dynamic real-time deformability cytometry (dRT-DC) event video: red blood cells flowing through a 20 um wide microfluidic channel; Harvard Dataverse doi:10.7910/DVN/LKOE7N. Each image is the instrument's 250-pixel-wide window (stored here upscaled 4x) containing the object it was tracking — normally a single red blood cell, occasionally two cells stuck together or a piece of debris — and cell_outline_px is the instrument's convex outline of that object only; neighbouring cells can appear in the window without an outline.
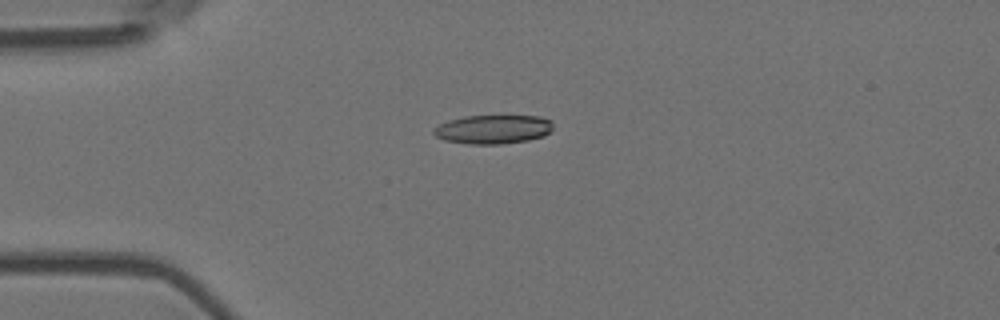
{"species": "Egyptian fruit bat (a non-hibernating species)", "species_latin": "Rousettus aegyptiacus", "temperature_condition": "room temperature", "stored_images_in_passage": 5, "camera_frame_rate_fps": 3000, "um_per_image_px": 0.085, "animal": {"sex": "female"}, "frame": {"image": 1, "passage_image": 4, "time_ms": 1.0, "image_size_px": [1000, 320], "cell_outline_px": [[552, 128], [544, 136], [528, 140], [500, 144], [468, 144], [444, 140], [436, 136], [432, 132], [432, 128], [448, 120], [464, 116], [540, 116], [552, 120]], "centroid_in_image_um": [41.89, 10.99], "position_along_channel_um": 43.1, "area_um2": 20.17}}